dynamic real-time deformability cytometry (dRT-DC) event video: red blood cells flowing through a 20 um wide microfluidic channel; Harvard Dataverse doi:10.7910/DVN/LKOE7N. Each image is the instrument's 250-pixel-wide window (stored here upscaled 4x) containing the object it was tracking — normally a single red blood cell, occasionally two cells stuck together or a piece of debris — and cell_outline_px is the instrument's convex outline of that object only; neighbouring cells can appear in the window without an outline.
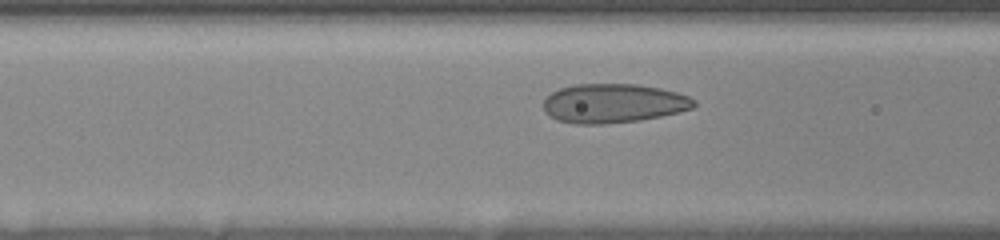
{"species": "human", "species_latin": "Homo sapiens", "temperature_condition": "room temperature", "stored_images_in_passage": 22, "camera_frame_rate_fps": 3000, "um_per_image_px": 0.085, "donor": {"sex": "female"}, "frame": {"image": 1, "passage_image": 20, "time_ms": 4.0, "image_size_px": [1000, 240], "cell_outline_px": [[696, 104], [692, 108], [660, 116], [640, 120], [604, 124], [576, 124], [556, 120], [544, 112], [544, 100], [552, 92], [560, 88], [572, 84], [636, 84], [660, 88], [676, 92], [688, 96], [696, 100]], "centroid_in_image_um": [52.11, 8.78], "position_along_channel_um": 114.5, "area_um2": 34.33}}